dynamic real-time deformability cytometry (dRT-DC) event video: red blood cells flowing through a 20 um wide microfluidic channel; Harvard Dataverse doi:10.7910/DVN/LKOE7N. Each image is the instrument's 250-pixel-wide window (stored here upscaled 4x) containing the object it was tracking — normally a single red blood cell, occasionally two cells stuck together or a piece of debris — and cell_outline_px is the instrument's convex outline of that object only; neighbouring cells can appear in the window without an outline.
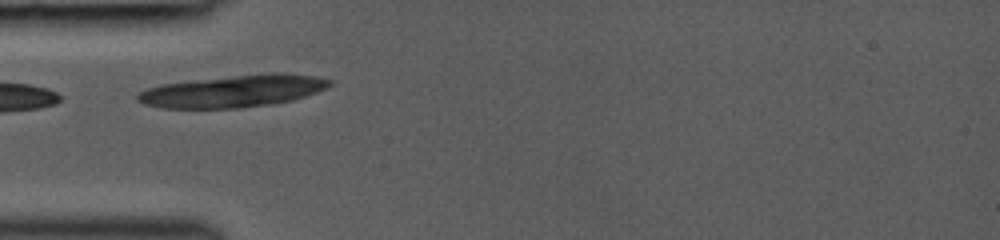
{"species": "common noctule bat (a hibernating species)", "species_latin": "Nyctalus noctula", "temperature_condition": "room temperature", "stored_images_in_passage": 27, "camera_frame_rate_fps": 3000, "um_per_image_px": 0.085, "animal": {"sex": "female", "body_mass_g": 19.0, "forearm_length_mm": 53.3}, "frame": {"image": 1, "passage_image": 1, "time_ms": 0.0, "image_size_px": [1000, 240], "cell_outline_px": [[332, 84], [328, 88], [292, 100], [272, 104], [240, 108], [160, 108], [144, 104], [136, 100], [136, 96], [140, 92], [148, 88], [164, 84], [236, 76], [316, 76], [332, 80]], "centroid_in_image_um": [19.74, 7.81], "position_along_channel_um": 65.3, "area_um2": 34.33}}